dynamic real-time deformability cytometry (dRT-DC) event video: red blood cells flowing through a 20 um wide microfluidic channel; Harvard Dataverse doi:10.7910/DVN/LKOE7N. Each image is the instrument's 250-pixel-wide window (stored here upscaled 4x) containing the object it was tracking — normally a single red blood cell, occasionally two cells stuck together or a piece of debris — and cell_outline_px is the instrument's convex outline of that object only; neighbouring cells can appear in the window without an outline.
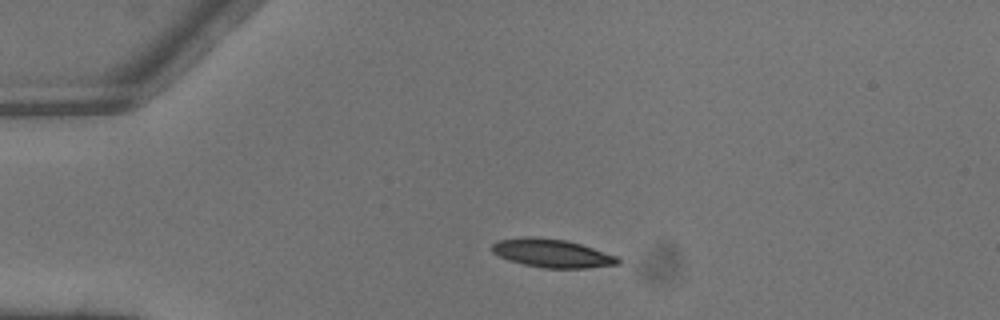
{"species": "common noctule bat (a hibernating species)", "species_latin": "Nyctalus noctula", "temperature_condition": "warm", "stored_images_in_passage": 4, "camera_frame_rate_fps": 3000, "um_per_image_px": 0.085, "animal": {"sex": "male", "body_mass_g": 13.3}, "frame": {"image": 1, "passage_image": 2, "time_ms": 0.333, "image_size_px": [1000, 320], "cell_outline_px": [[620, 264], [588, 268], [544, 268], [524, 264], [508, 260], [492, 252], [492, 244], [496, 240], [528, 236], [532, 236], [568, 240], [616, 256], [620, 260]], "centroid_in_image_um": [46.9, 21.52], "position_along_channel_um": 38.1, "area_um2": 20.81}}
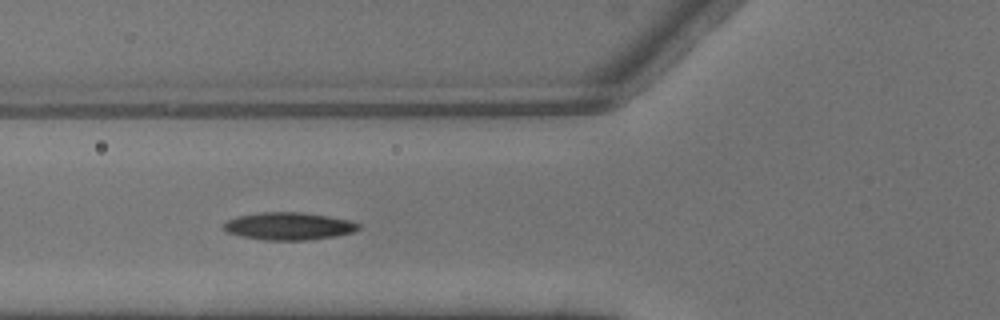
{"frame": {"image": 2, "passage_image": 4, "time_ms": 1.0, "image_size_px": [1000, 320], "cell_outline_px": [[360, 228], [352, 232], [336, 236], [308, 240], [264, 240], [240, 236], [228, 232], [224, 228], [224, 224], [228, 220], [236, 216], [260, 212], [304, 212], [352, 220], [360, 224]], "centroid_in_image_um": [24.57, 19.21], "position_along_channel_um": 101.2, "area_um2": 21.73}}